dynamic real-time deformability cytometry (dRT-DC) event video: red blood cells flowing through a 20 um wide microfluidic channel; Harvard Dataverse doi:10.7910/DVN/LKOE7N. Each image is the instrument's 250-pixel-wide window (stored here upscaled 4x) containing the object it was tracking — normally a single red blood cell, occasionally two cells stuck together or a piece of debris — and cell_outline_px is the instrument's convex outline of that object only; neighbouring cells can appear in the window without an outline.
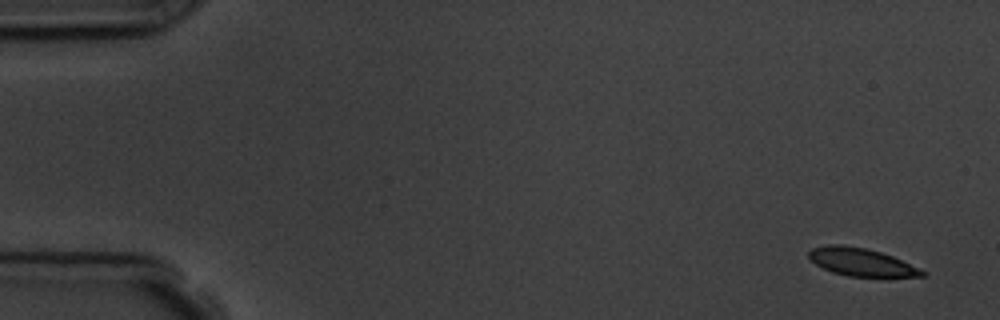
{"species": "common noctule bat (a hibernating species)", "species_latin": "Nyctalus noctula", "temperature_condition": "room temperature", "stored_images_in_passage": 4, "camera_frame_rate_fps": 3000, "um_per_image_px": 0.085, "animal": {"sex": "male", "body_mass_g": 19.5, "forearm_length_mm": 54.6}, "frame": {"image": 1, "passage_image": 1, "time_ms": 0.0, "image_size_px": [1000, 320], "cell_outline_px": [[924, 276], [848, 276], [832, 272], [816, 264], [808, 256], [808, 252], [812, 248], [828, 244], [844, 244], [864, 248], [880, 252], [892, 256], [924, 272]], "centroid_in_image_um": [73.11, 22.25], "position_along_channel_um": 11.9, "area_um2": 17.86}}
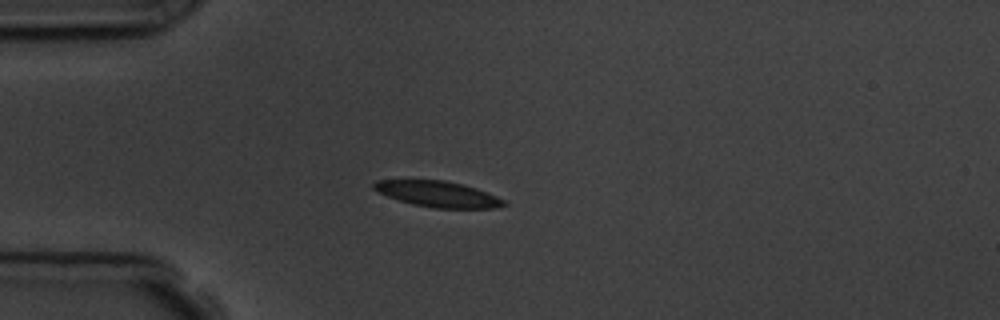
{"frame": {"image": 2, "passage_image": 4, "time_ms": 4.0, "image_size_px": [1000, 320], "cell_outline_px": [[508, 204], [496, 208], [432, 208], [412, 204], [388, 196], [372, 188], [372, 184], [376, 180], [444, 180], [476, 188], [496, 196], [504, 200]], "centroid_in_image_um": [37.22, 16.5], "position_along_channel_um": 47.8, "area_um2": 19.42}}